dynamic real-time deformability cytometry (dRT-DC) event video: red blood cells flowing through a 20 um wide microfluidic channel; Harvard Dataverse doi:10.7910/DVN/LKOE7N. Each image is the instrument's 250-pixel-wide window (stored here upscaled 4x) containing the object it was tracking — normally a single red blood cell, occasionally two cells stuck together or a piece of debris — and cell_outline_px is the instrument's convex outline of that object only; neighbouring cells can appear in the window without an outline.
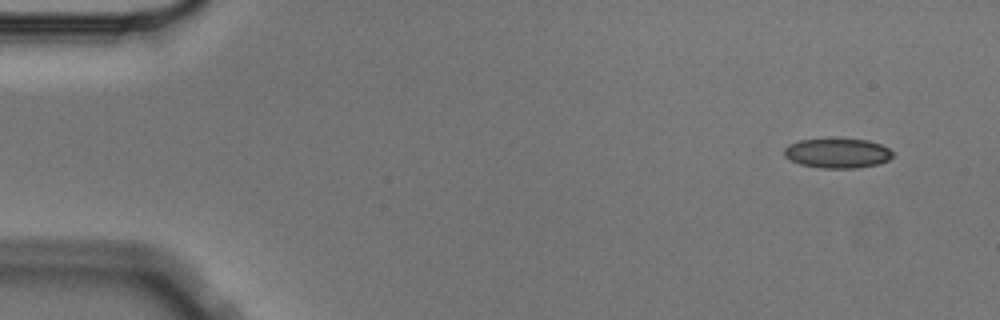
{"species": "Egyptian fruit bat (a non-hibernating species)", "species_latin": "Rousettus aegyptiacus", "temperature_condition": "cold", "stored_images_in_passage": 5, "camera_frame_rate_fps": 3000, "um_per_image_px": 0.085, "animal": {"sex": "male"}, "frame": {"image": 1, "passage_image": 1, "time_ms": 0.0, "image_size_px": [1000, 320], "cell_outline_px": [[892, 156], [888, 160], [876, 164], [856, 168], [820, 168], [800, 164], [784, 156], [784, 148], [788, 144], [800, 140], [868, 140], [880, 144], [888, 148], [892, 152]], "centroid_in_image_um": [71.16, 13.04], "position_along_channel_um": 13.8, "area_um2": 18.38}}
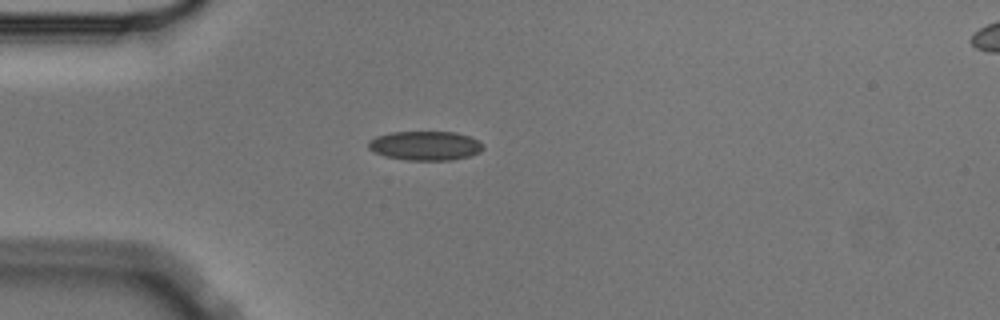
{"frame": {"image": 2, "passage_image": 4, "time_ms": 1.0, "image_size_px": [1000, 320], "cell_outline_px": [[484, 148], [480, 152], [472, 156], [452, 160], [408, 160], [384, 156], [372, 152], [368, 148], [368, 140], [376, 136], [392, 132], [456, 132], [468, 136], [484, 144]], "centroid_in_image_um": [36.14, 12.39], "position_along_channel_um": 48.9, "area_um2": 19.71}}